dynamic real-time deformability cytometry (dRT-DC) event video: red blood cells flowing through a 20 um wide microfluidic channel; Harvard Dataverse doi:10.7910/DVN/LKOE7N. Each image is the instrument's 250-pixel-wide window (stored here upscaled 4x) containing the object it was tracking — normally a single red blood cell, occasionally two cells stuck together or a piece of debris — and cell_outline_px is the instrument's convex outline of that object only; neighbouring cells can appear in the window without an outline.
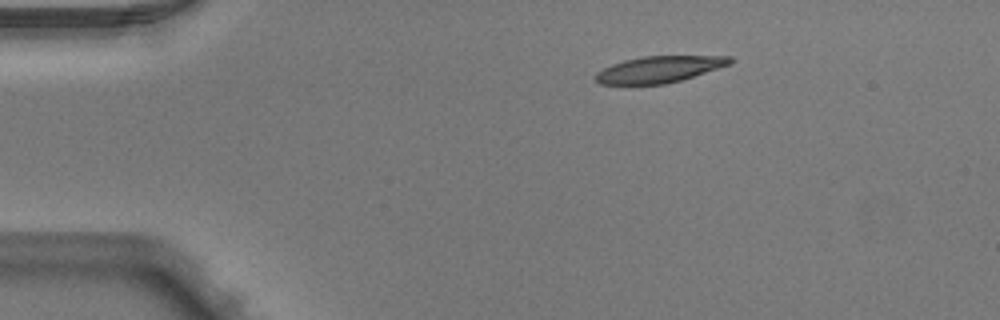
{"species": "Egyptian fruit bat (a non-hibernating species)", "species_latin": "Rousettus aegyptiacus", "temperature_condition": "warm", "stored_images_in_passage": 5, "camera_frame_rate_fps": 3000, "um_per_image_px": 0.085, "animal": {"sex": "male"}, "frame": {"image": 1, "passage_image": 1, "time_ms": 0.0, "image_size_px": [1000, 320], "cell_outline_px": [[732, 64], [680, 80], [664, 84], [600, 84], [596, 80], [596, 72], [612, 64], [624, 60], [644, 56], [732, 56]], "centroid_in_image_um": [56.04, 5.89], "position_along_channel_um": 29.0, "area_um2": 20.52}}
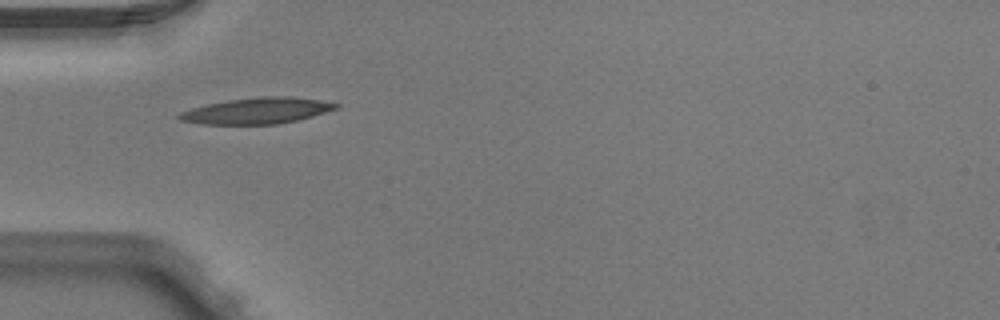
{"frame": {"image": 2, "passage_image": 3, "time_ms": 0.667, "image_size_px": [1000, 320], "cell_outline_px": [[340, 108], [312, 116], [296, 120], [276, 124], [200, 124], [180, 120], [176, 116], [180, 112], [192, 108], [208, 104], [228, 100], [260, 96], [288, 96], [316, 100], [340, 104]], "centroid_in_image_um": [21.83, 9.41], "position_along_channel_um": 63.2, "area_um2": 23.64}}
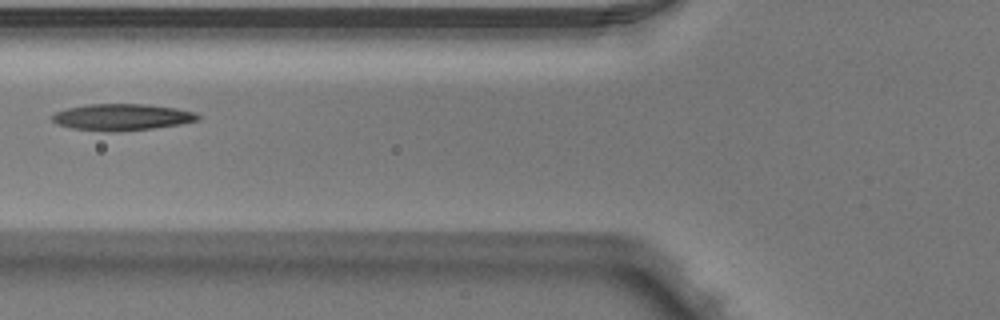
{"frame": {"image": 3, "passage_image": 4, "time_ms": 1.0, "image_size_px": [1000, 320], "cell_outline_px": [[200, 120], [180, 124], [152, 128], [112, 132], [72, 128], [56, 124], [48, 116], [64, 108], [88, 104], [144, 104], [176, 108], [196, 112], [200, 116]], "centroid_in_image_um": [10.33, 9.95], "position_along_channel_um": 115.5, "area_um2": 22.66}}